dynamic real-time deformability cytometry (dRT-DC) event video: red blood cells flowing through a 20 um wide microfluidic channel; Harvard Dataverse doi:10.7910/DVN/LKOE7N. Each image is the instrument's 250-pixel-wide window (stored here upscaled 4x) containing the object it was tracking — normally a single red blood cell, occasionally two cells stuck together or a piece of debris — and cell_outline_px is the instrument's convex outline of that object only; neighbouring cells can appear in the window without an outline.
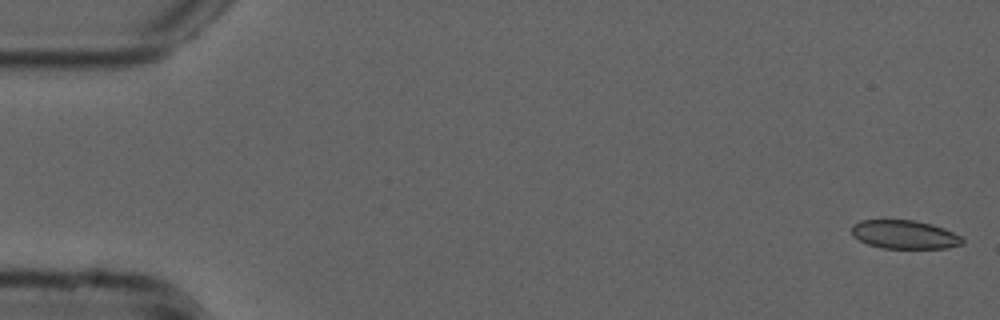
{"species": "common noctule bat (a hibernating species)", "species_latin": "Nyctalus noctula", "temperature_condition": "cold", "stored_images_in_passage": 54, "camera_frame_rate_fps": 3000, "um_per_image_px": 0.085, "animal": {"sex": "male", "forearm_length_mm": 52.5}, "frame": {"image": 1, "passage_image": 1, "time_ms": 0.0, "image_size_px": [1000, 320], "cell_outline_px": [[964, 244], [948, 248], [884, 248], [868, 244], [852, 236], [852, 224], [860, 220], [884, 216], [916, 220], [932, 224], [944, 228], [964, 236]], "centroid_in_image_um": [76.87, 19.87], "position_along_channel_um": 8.1, "area_um2": 19.48}}
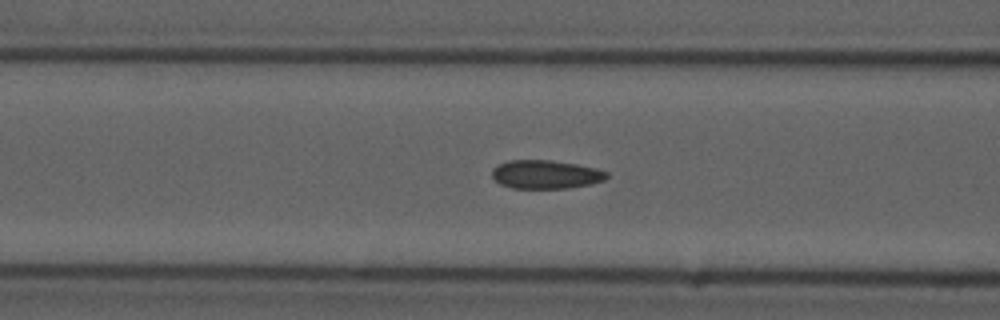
{"frame": {"image": 2, "passage_image": 21, "time_ms": 6.667, "image_size_px": [1000, 320], "cell_outline_px": [[608, 176], [604, 180], [592, 184], [568, 188], [512, 188], [500, 184], [492, 176], [492, 168], [508, 160], [548, 160], [576, 164], [596, 168], [608, 172]], "centroid_in_image_um": [46.39, 14.83], "position_along_channel_um": 120.2, "area_um2": 19.07}}
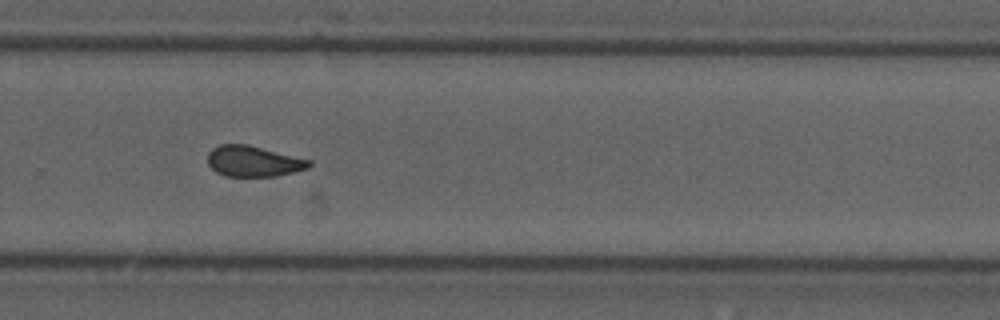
{"frame": {"image": 3, "passage_image": 36, "time_ms": 11.667, "image_size_px": [1000, 320], "cell_outline_px": [[312, 164], [308, 168], [276, 176], [224, 176], [216, 172], [208, 164], [208, 152], [212, 148], [220, 144], [248, 144], [312, 160]], "centroid_in_image_um": [21.54, 13.7], "position_along_channel_um": 308.3, "area_um2": 18.26}, "authors_computed_cell_mechanics": {"area_um2": 18.9006, "velocity_mm_per_s": 3.7684, "shape_relaxation_time_tau1_ms": null, "shape_relaxation_time_tau2_ms": 2.1515, "deformation_change_tau1": null, "deformation_change_tau2": 0.0597}}